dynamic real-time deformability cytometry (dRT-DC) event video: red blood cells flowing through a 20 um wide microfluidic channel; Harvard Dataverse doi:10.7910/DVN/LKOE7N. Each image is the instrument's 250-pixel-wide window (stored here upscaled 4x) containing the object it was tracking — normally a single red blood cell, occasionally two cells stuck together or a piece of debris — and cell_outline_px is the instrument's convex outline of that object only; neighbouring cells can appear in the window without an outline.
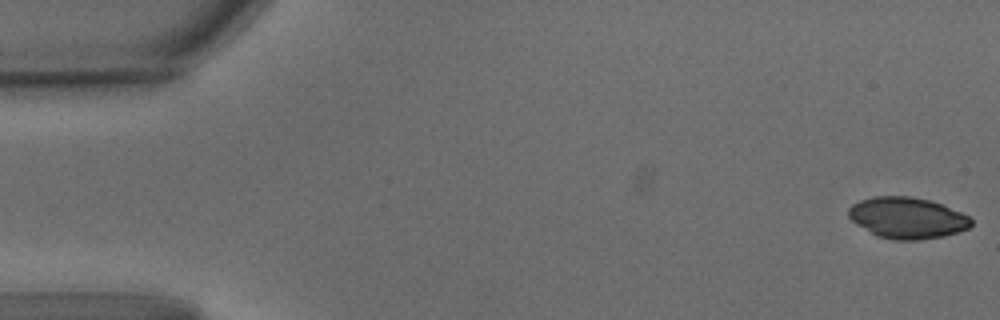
{"species": "common noctule bat (a hibernating species)", "species_latin": "Nyctalus noctula", "temperature_condition": "warm", "stored_images_in_passage": 56, "camera_frame_rate_fps": 3000, "um_per_image_px": 0.085, "animal": {"sex": "male", "body_mass_g": 15.6}, "frame": {"image": 1, "passage_image": 1, "time_ms": 0.0, "image_size_px": [1000, 320], "cell_outline_px": [[972, 224], [968, 228], [944, 236], [920, 240], [892, 240], [876, 236], [856, 224], [848, 216], [848, 208], [852, 204], [860, 200], [872, 196], [908, 196], [928, 200], [940, 204], [960, 212], [968, 216], [972, 220]], "centroid_in_image_um": [77.07, 18.53], "position_along_channel_um": 7.9, "area_um2": 29.42}}
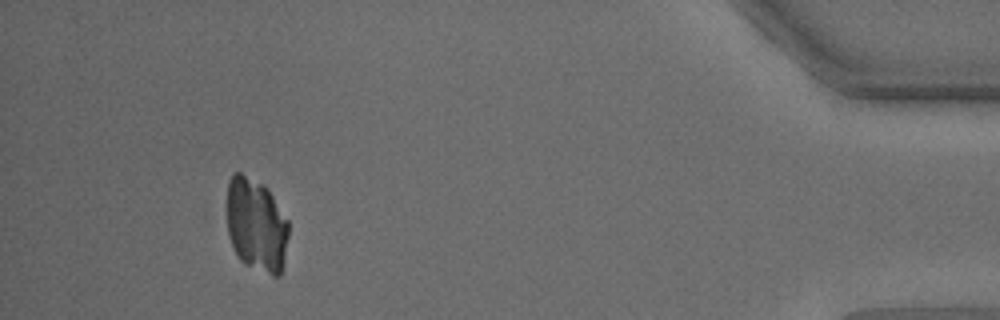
{"frame": {"image": 2, "passage_image": 55, "time_ms": 18.0, "image_size_px": [1000, 320], "cell_outline_px": [[288, 236], [284, 260], [280, 276], [272, 276], [244, 264], [240, 260], [232, 248], [228, 236], [228, 180], [232, 172], [240, 172], [264, 184], [268, 188], [288, 220]], "centroid_in_image_um": [21.78, 19.12], "position_along_channel_um": 413.4, "area_um2": 33.99}}